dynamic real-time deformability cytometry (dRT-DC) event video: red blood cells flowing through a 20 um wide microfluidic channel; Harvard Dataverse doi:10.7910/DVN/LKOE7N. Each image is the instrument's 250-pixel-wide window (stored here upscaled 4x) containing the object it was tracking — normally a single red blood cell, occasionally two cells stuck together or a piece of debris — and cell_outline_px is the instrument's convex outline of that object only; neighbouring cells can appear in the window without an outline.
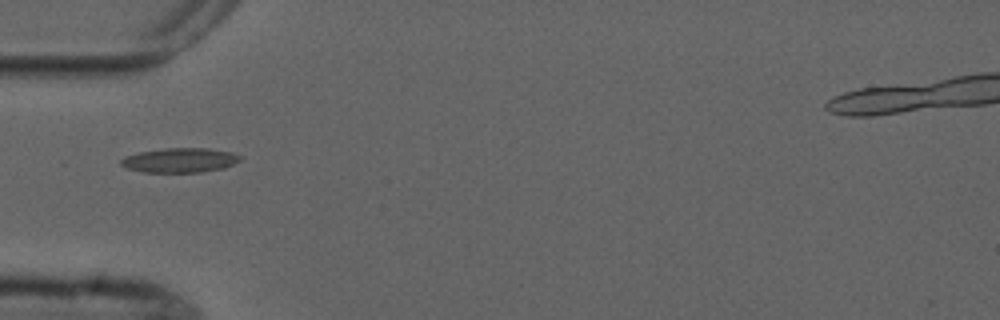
{"species": "common noctule bat (a hibernating species)", "species_latin": "Nyctalus noctula", "temperature_condition": "cold", "stored_images_in_passage": 2, "camera_frame_rate_fps": 3000, "um_per_image_px": 0.085, "animal": {"sex": "male", "forearm_length_mm": 52.5}, "frame": {"image": 1, "passage_image": 2, "time_ms": 1.333, "image_size_px": [1000, 320], "cell_outline_px": [[240, 160], [224, 168], [200, 172], [144, 172], [128, 168], [120, 164], [120, 160], [124, 156], [140, 152], [164, 148], [208, 148], [232, 152], [240, 156]], "centroid_in_image_um": [15.28, 13.61], "position_along_channel_um": 69.7, "area_um2": 16.94}}